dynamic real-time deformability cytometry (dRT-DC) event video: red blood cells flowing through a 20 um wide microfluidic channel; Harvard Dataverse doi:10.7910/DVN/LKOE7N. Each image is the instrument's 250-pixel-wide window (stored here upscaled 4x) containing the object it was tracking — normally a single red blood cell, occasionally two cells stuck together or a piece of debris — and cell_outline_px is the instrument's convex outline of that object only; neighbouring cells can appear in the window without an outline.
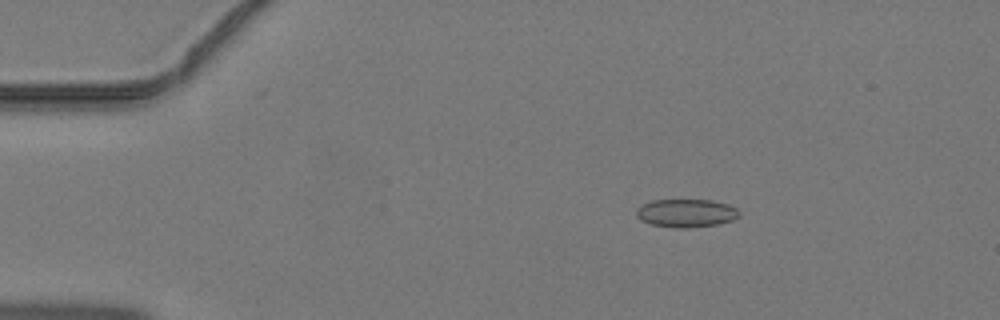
{"species": "common noctule bat (a hibernating species)", "species_latin": "Nyctalus noctula", "temperature_condition": "warm", "stored_images_in_passage": 45, "camera_frame_rate_fps": 3000, "um_per_image_px": 0.085, "animal": {"sex": "male", "body_mass_g": 19.2, "forearm_length_mm": 51.8}, "frame": {"image": 1, "passage_image": 8, "time_ms": 2.333, "image_size_px": [1000, 320], "cell_outline_px": [[740, 216], [732, 220], [716, 224], [688, 228], [676, 228], [652, 224], [640, 220], [636, 216], [636, 208], [652, 200], [712, 200], [728, 204], [736, 208], [740, 212]], "centroid_in_image_um": [58.32, 18.11], "position_along_channel_um": 26.7, "area_um2": 16.88}}
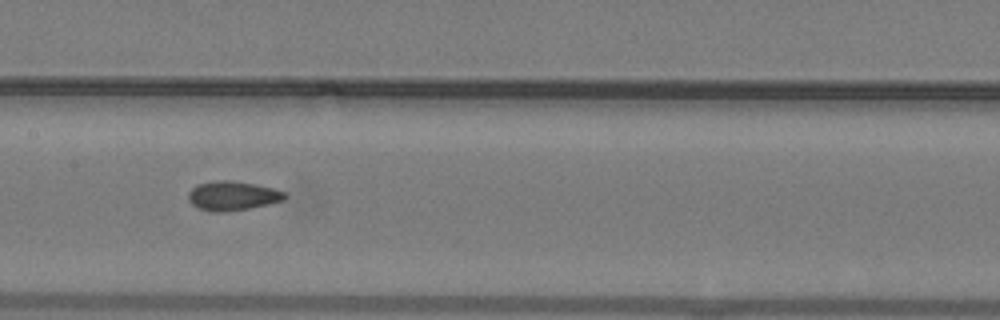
{"frame": {"image": 2, "passage_image": 23, "time_ms": 7.333, "image_size_px": [1000, 320], "cell_outline_px": [[288, 196], [284, 200], [268, 204], [248, 208], [220, 212], [212, 212], [200, 208], [192, 204], [188, 200], [188, 192], [196, 184], [220, 180], [228, 180], [256, 184], [272, 188], [284, 192]], "centroid_in_image_um": [19.75, 16.63], "position_along_channel_um": 187.6, "area_um2": 16.3}}
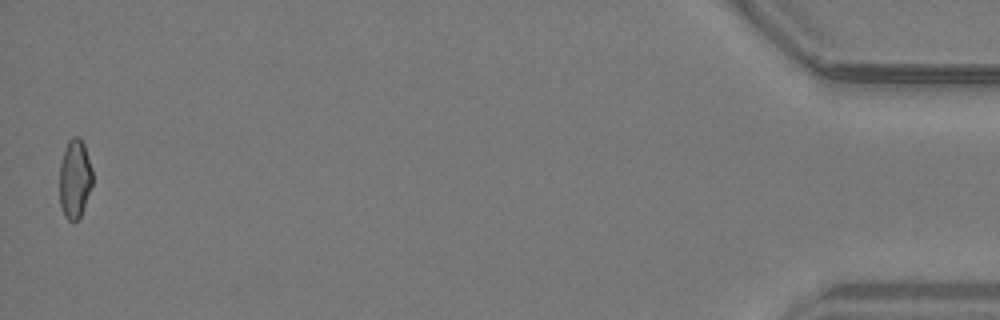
{"frame": {"image": 3, "passage_image": 45, "time_ms": 14.667, "image_size_px": [1000, 320], "cell_outline_px": [[92, 184], [80, 216], [76, 220], [68, 220], [64, 216], [60, 204], [60, 164], [68, 140], [72, 136], [80, 136], [84, 144], [92, 168]], "centroid_in_image_um": [6.35, 15.16], "position_along_channel_um": 428.8, "area_um2": 15.03}}